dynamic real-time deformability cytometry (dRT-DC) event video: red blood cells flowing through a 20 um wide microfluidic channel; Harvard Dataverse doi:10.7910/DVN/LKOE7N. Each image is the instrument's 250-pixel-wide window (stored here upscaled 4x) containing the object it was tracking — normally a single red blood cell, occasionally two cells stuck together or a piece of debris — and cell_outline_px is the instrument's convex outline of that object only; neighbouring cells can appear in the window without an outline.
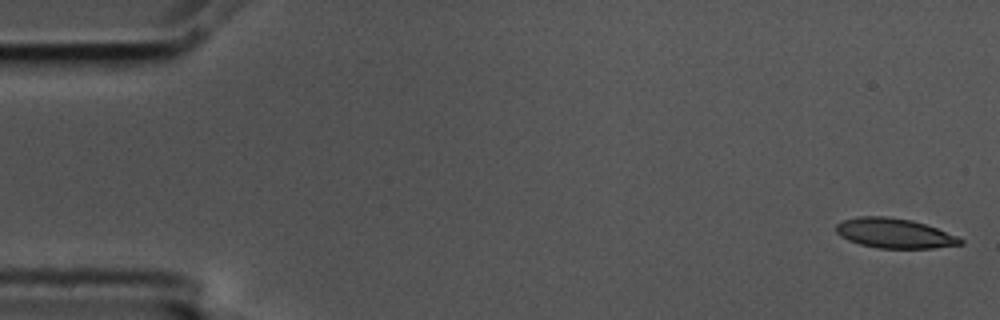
{"species": "common noctule bat (a hibernating species)", "species_latin": "Nyctalus noctula", "temperature_condition": "cold", "stored_images_in_passage": 4, "camera_frame_rate_fps": 3000, "um_per_image_px": 0.085, "animal": {"sex": "male", "body_mass_g": 17.5, "forearm_length_mm": 52.3}, "frame": {"image": 1, "passage_image": 1, "time_ms": 0.0, "image_size_px": [1000, 320], "cell_outline_px": [[964, 244], [932, 248], [876, 248], [860, 244], [848, 240], [840, 236], [836, 232], [836, 224], [844, 220], [860, 216], [888, 216], [912, 220], [936, 228], [956, 236], [964, 240]], "centroid_in_image_um": [76.01, 19.83], "position_along_channel_um": 9.0, "area_um2": 21.5}}
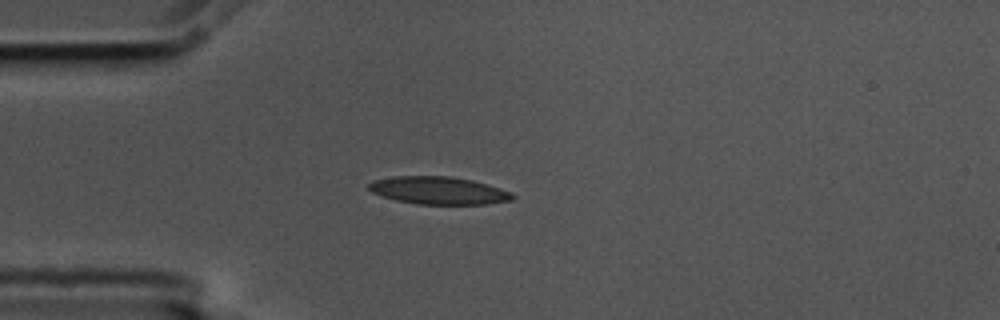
{"frame": {"image": 2, "passage_image": 4, "time_ms": 1.0, "image_size_px": [1000, 320], "cell_outline_px": [[516, 196], [512, 200], [488, 204], [416, 204], [396, 200], [372, 192], [368, 188], [368, 184], [376, 180], [392, 176], [452, 176], [472, 180], [512, 192]], "centroid_in_image_um": [37.3, 16.19], "position_along_channel_um": 47.7, "area_um2": 23.06}}